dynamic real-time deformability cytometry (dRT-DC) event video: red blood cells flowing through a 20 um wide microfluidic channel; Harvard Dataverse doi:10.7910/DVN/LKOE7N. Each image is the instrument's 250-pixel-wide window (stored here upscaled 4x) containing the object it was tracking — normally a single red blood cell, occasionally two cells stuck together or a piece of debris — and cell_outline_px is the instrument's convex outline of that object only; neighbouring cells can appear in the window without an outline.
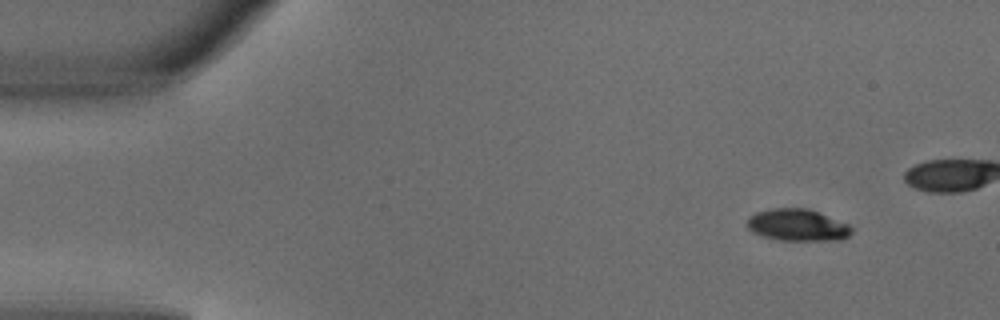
{"species": "common noctule bat (a hibernating species)", "species_latin": "Nyctalus noctula", "temperature_condition": "warm", "stored_images_in_passage": 3, "camera_frame_rate_fps": 3000, "um_per_image_px": 0.085, "animal": {"sex": "male", "body_mass_g": 18.8}, "frame": {"image": 1, "passage_image": 1, "time_ms": 0.0, "image_size_px": [1000, 320], "cell_outline_px": [[852, 232], [848, 236], [840, 240], [780, 240], [764, 236], [752, 232], [748, 228], [748, 216], [756, 212], [772, 208], [808, 208], [848, 224], [852, 228]], "centroid_in_image_um": [67.78, 19.12], "position_along_channel_um": 17.2, "area_um2": 19.31}}